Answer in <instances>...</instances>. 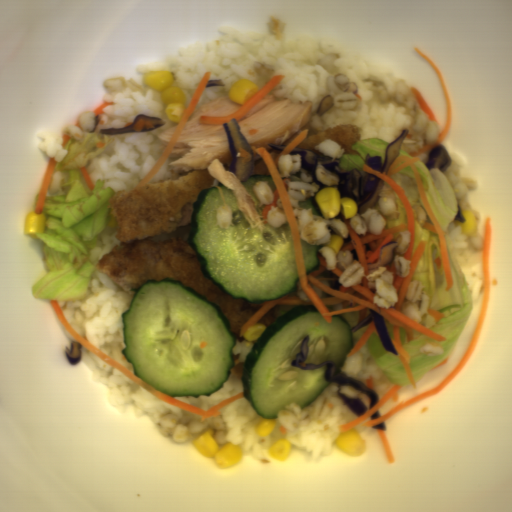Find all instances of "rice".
I'll return each mask as SVG.
<instances>
[{
	"label": "rice",
	"instance_id": "obj_11",
	"mask_svg": "<svg viewBox=\"0 0 512 512\" xmlns=\"http://www.w3.org/2000/svg\"><path fill=\"white\" fill-rule=\"evenodd\" d=\"M192 228H193L192 224L191 225H182L177 228L168 230L166 232L157 234V235L149 237V238L154 239L156 241H166L169 238H178L179 240L183 241L187 245L191 246L190 242H189V237H190Z\"/></svg>",
	"mask_w": 512,
	"mask_h": 512
},
{
	"label": "rice",
	"instance_id": "obj_9",
	"mask_svg": "<svg viewBox=\"0 0 512 512\" xmlns=\"http://www.w3.org/2000/svg\"><path fill=\"white\" fill-rule=\"evenodd\" d=\"M391 176L407 196L413 209L414 222H417L422 227L425 222L433 224L428 211L423 205L415 173L412 167H406Z\"/></svg>",
	"mask_w": 512,
	"mask_h": 512
},
{
	"label": "rice",
	"instance_id": "obj_8",
	"mask_svg": "<svg viewBox=\"0 0 512 512\" xmlns=\"http://www.w3.org/2000/svg\"><path fill=\"white\" fill-rule=\"evenodd\" d=\"M366 343L354 355L348 356L346 354L343 364L339 367V372L355 378L365 386L367 379L372 375L373 390L377 393L379 403L396 384L379 367Z\"/></svg>",
	"mask_w": 512,
	"mask_h": 512
},
{
	"label": "rice",
	"instance_id": "obj_4",
	"mask_svg": "<svg viewBox=\"0 0 512 512\" xmlns=\"http://www.w3.org/2000/svg\"><path fill=\"white\" fill-rule=\"evenodd\" d=\"M115 226L99 235L89 260L95 266L88 288L80 300L56 301L70 327L109 358L131 373L132 362L122 351L125 347L122 313L131 306L136 294L99 269V262L117 245Z\"/></svg>",
	"mask_w": 512,
	"mask_h": 512
},
{
	"label": "rice",
	"instance_id": "obj_16",
	"mask_svg": "<svg viewBox=\"0 0 512 512\" xmlns=\"http://www.w3.org/2000/svg\"><path fill=\"white\" fill-rule=\"evenodd\" d=\"M430 151V150H429ZM429 151H426V152H422L421 154L418 155L419 157V160L420 162L424 163L425 164V161L426 159L428 158L429 156Z\"/></svg>",
	"mask_w": 512,
	"mask_h": 512
},
{
	"label": "rice",
	"instance_id": "obj_1",
	"mask_svg": "<svg viewBox=\"0 0 512 512\" xmlns=\"http://www.w3.org/2000/svg\"><path fill=\"white\" fill-rule=\"evenodd\" d=\"M329 53L340 56L335 61L334 73L317 65ZM138 71L143 75L149 71H170L174 79L171 86L183 91L185 111L206 72L210 76L194 111L214 99L229 96L232 86L240 79L254 82L259 90L273 76H284L266 95L278 100L289 98L296 103L311 101L310 120L288 141L290 144L305 130H308L306 137H310L341 125H357L360 141L380 139L391 144L408 130L412 121L407 110L394 101L380 105L371 90L373 82H363L365 78L382 82L388 94H392L397 83L402 82L396 74L367 59L337 52L327 42L303 36L288 38L282 17L271 19L268 31L223 27L218 39L181 48L162 64L140 65ZM338 73L346 74L357 84L356 96L361 102L353 109H337L332 105L320 117L316 113L328 95L326 77Z\"/></svg>",
	"mask_w": 512,
	"mask_h": 512
},
{
	"label": "rice",
	"instance_id": "obj_6",
	"mask_svg": "<svg viewBox=\"0 0 512 512\" xmlns=\"http://www.w3.org/2000/svg\"><path fill=\"white\" fill-rule=\"evenodd\" d=\"M455 218L444 231L445 241L451 242L455 253L459 257L471 291L472 302L479 297L485 288L482 257L484 253V238L476 231L474 236L462 233V226L455 225Z\"/></svg>",
	"mask_w": 512,
	"mask_h": 512
},
{
	"label": "rice",
	"instance_id": "obj_14",
	"mask_svg": "<svg viewBox=\"0 0 512 512\" xmlns=\"http://www.w3.org/2000/svg\"><path fill=\"white\" fill-rule=\"evenodd\" d=\"M372 320H374V319H372ZM372 320L370 322H368L367 324H365L364 326L359 327L357 330L352 332V335H353V346L351 347V349L357 344V342L360 340V338L366 332V330L370 326Z\"/></svg>",
	"mask_w": 512,
	"mask_h": 512
},
{
	"label": "rice",
	"instance_id": "obj_7",
	"mask_svg": "<svg viewBox=\"0 0 512 512\" xmlns=\"http://www.w3.org/2000/svg\"><path fill=\"white\" fill-rule=\"evenodd\" d=\"M258 339L248 340L245 338L243 341L235 343V345L232 347L231 355L233 358L234 366L233 369H231L229 377L222 388L218 389L210 396L191 397L189 395H184L175 396L172 398L181 402L198 406L207 411L222 400L243 392V373L246 359Z\"/></svg>",
	"mask_w": 512,
	"mask_h": 512
},
{
	"label": "rice",
	"instance_id": "obj_15",
	"mask_svg": "<svg viewBox=\"0 0 512 512\" xmlns=\"http://www.w3.org/2000/svg\"><path fill=\"white\" fill-rule=\"evenodd\" d=\"M79 179H80V182L82 183L83 185V188L86 189L87 193H91L93 192V190L88 186L83 174H82V171H81V168H80V171H79Z\"/></svg>",
	"mask_w": 512,
	"mask_h": 512
},
{
	"label": "rice",
	"instance_id": "obj_2",
	"mask_svg": "<svg viewBox=\"0 0 512 512\" xmlns=\"http://www.w3.org/2000/svg\"><path fill=\"white\" fill-rule=\"evenodd\" d=\"M226 428L219 440V449L226 443L242 448V457L258 462H269L273 457L269 448L278 440L286 439L290 448L302 449L310 456H322L337 448L335 440L343 434L339 426L355 420V415L338 394L337 382H329L324 390L306 407L296 403L278 410L273 430L265 437L255 433V427L264 418L242 397L218 409Z\"/></svg>",
	"mask_w": 512,
	"mask_h": 512
},
{
	"label": "rice",
	"instance_id": "obj_3",
	"mask_svg": "<svg viewBox=\"0 0 512 512\" xmlns=\"http://www.w3.org/2000/svg\"><path fill=\"white\" fill-rule=\"evenodd\" d=\"M136 83L141 85L138 91L126 87L124 91H110L105 95V101L114 102V105L105 106L104 114L95 117L93 134L101 133L102 128L131 126L138 115L159 117L165 125L155 130L108 135L112 139L110 144L84 166L94 188L98 179L104 181V188L110 187L113 193L138 186L164 153L158 136L181 123L167 118L166 103L160 92L145 85L144 77Z\"/></svg>",
	"mask_w": 512,
	"mask_h": 512
},
{
	"label": "rice",
	"instance_id": "obj_10",
	"mask_svg": "<svg viewBox=\"0 0 512 512\" xmlns=\"http://www.w3.org/2000/svg\"><path fill=\"white\" fill-rule=\"evenodd\" d=\"M38 137L41 140V148L45 150L48 159L54 158L57 166L68 154L69 151L65 147L72 138L66 133V130L42 132L39 133Z\"/></svg>",
	"mask_w": 512,
	"mask_h": 512
},
{
	"label": "rice",
	"instance_id": "obj_13",
	"mask_svg": "<svg viewBox=\"0 0 512 512\" xmlns=\"http://www.w3.org/2000/svg\"><path fill=\"white\" fill-rule=\"evenodd\" d=\"M341 391H342V393L348 395L349 397L361 399L363 401V403L365 404V406L367 407L368 411L371 409L370 404L372 403V396L362 393L348 384L343 385ZM368 411H366V412H368Z\"/></svg>",
	"mask_w": 512,
	"mask_h": 512
},
{
	"label": "rice",
	"instance_id": "obj_12",
	"mask_svg": "<svg viewBox=\"0 0 512 512\" xmlns=\"http://www.w3.org/2000/svg\"><path fill=\"white\" fill-rule=\"evenodd\" d=\"M175 160H178L176 157L175 158H168L164 164L162 165V167L159 169V171L156 173V175L152 178V180L150 182H148L147 184L149 183H152V182H155V181H158V180H162V179H167V178H171V177H176V176H180L182 174H185L187 172H191V171H195V170H199V169H190L186 172H172L169 168V164L172 162V161H175ZM145 184V185H147Z\"/></svg>",
	"mask_w": 512,
	"mask_h": 512
},
{
	"label": "rice",
	"instance_id": "obj_5",
	"mask_svg": "<svg viewBox=\"0 0 512 512\" xmlns=\"http://www.w3.org/2000/svg\"><path fill=\"white\" fill-rule=\"evenodd\" d=\"M81 357L98 382L107 385L110 406L121 408L130 405L136 414H145L153 424H159L163 414L181 418L184 412H188L153 395L82 344Z\"/></svg>",
	"mask_w": 512,
	"mask_h": 512
}]
</instances>
